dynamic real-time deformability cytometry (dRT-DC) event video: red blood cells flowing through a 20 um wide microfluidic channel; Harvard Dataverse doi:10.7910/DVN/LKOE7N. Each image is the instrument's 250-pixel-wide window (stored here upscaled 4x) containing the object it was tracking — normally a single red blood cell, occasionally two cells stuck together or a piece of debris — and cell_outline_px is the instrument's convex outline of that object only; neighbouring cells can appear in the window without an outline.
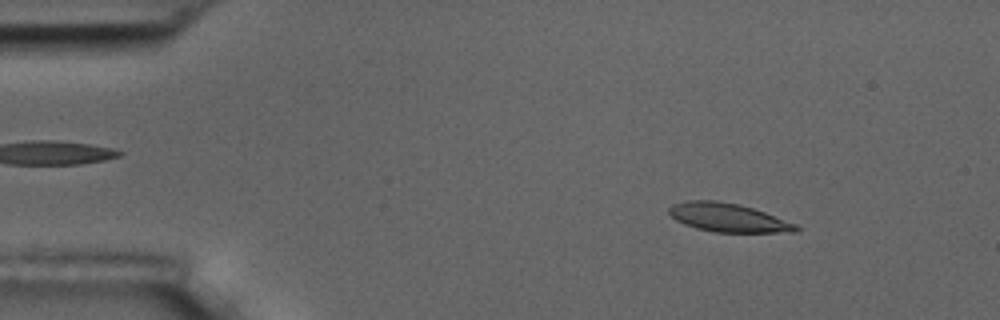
{"species": "common noctule bat (a hibernating species)", "species_latin": "Nyctalus noctula", "temperature_condition": "room temperature", "stored_images_in_passage": 6, "camera_frame_rate_fps": 3000, "um_per_image_px": 0.085, "animal": {"sex": "male", "body_mass_g": 17.5, "forearm_length_mm": 52.3}, "frame": {"image": 1, "passage_image": 2, "time_ms": 1.0, "image_size_px": [1000, 320], "cell_outline_px": [[800, 228], [796, 232], [716, 232], [696, 228], [684, 224], [676, 220], [668, 212], [668, 208], [672, 204], [688, 200], [716, 200], [740, 204], [764, 212], [796, 224]], "centroid_in_image_um": [61.86, 18.49], "position_along_channel_um": 23.1, "area_um2": 21.1}}
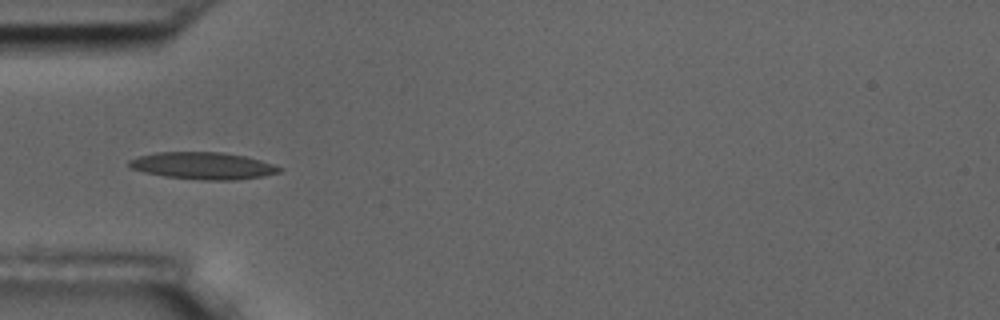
{"frame": {"image": 2, "passage_image": 5, "time_ms": 4.333, "image_size_px": [1000, 320], "cell_outline_px": [[284, 168], [280, 172], [260, 176], [232, 180], [200, 180], [164, 176], [144, 172], [128, 168], [128, 160], [140, 156], [156, 152], [220, 152], [244, 156], [260, 160]], "centroid_in_image_um": [17.21, 14.09], "position_along_channel_um": 67.8, "area_um2": 23.58}}